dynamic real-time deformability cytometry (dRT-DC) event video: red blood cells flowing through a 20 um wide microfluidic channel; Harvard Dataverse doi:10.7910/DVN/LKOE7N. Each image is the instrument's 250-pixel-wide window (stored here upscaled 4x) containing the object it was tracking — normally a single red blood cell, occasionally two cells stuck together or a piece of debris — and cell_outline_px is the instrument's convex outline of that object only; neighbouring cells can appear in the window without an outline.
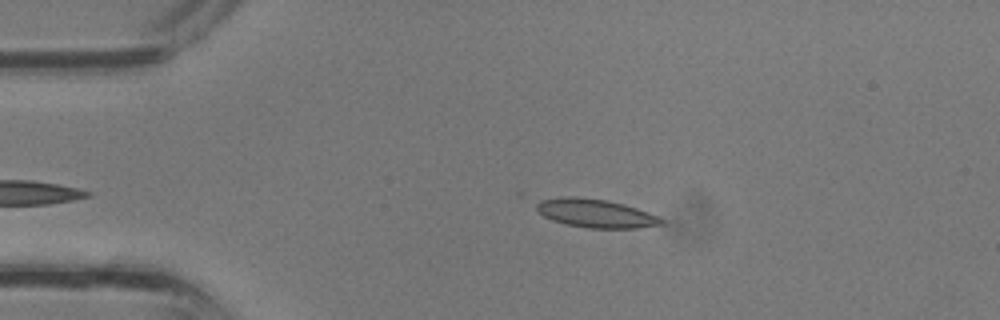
{"species": "common noctule bat (a hibernating species)", "species_latin": "Nyctalus noctula", "temperature_condition": "room temperature", "stored_images_in_passage": 27, "camera_frame_rate_fps": 3000, "um_per_image_px": 0.085, "animal": {"sex": "male", "body_mass_g": 13.3}, "frame": {"image": 1, "passage_image": 3, "time_ms": 0.667, "image_size_px": [1000, 320], "cell_outline_px": [[664, 224], [636, 228], [588, 228], [564, 224], [552, 220], [536, 212], [516, 192], [524, 192], [576, 196], [608, 200], [624, 204], [648, 212], [664, 220]], "centroid_in_image_um": [50.08, 17.99], "position_along_channel_um": 34.9, "area_um2": 23.24}}
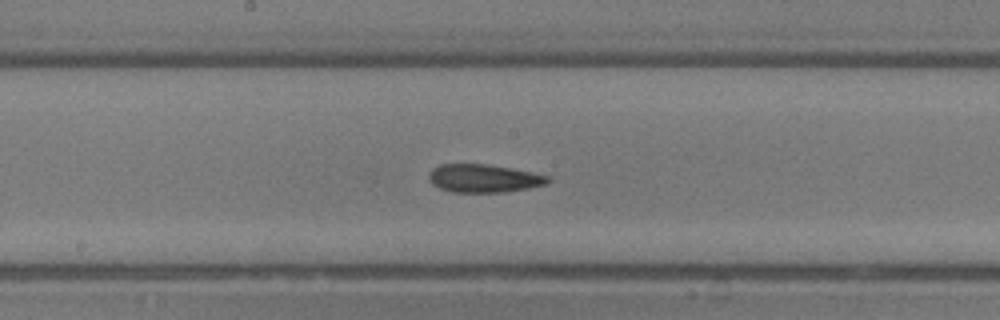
{"frame": {"image": 2, "passage_image": 14, "time_ms": 4.333, "image_size_px": [1000, 320], "cell_outline_px": [[552, 180], [548, 184], [528, 188], [504, 192], [452, 192], [440, 188], [432, 184], [428, 176], [428, 172], [432, 168], [440, 164], [488, 164], [512, 168], [532, 172], [548, 176]], "centroid_in_image_um": [41.12, 15.15], "position_along_channel_um": 207.1, "area_um2": 19.65}}
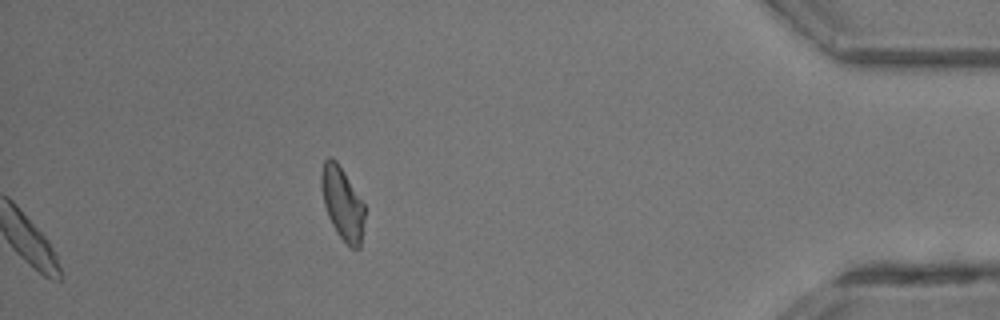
{"frame": {"image": 3, "passage_image": 27, "time_ms": 8.667, "image_size_px": [1000, 320], "cell_outline_px": [[364, 220], [360, 248], [352, 248], [336, 232], [328, 216], [324, 204], [320, 184], [320, 176], [324, 160], [328, 156], [332, 156], [336, 160], [364, 204]], "centroid_in_image_um": [29.08, 17.26], "position_along_channel_um": 406.1, "area_um2": 18.15}}